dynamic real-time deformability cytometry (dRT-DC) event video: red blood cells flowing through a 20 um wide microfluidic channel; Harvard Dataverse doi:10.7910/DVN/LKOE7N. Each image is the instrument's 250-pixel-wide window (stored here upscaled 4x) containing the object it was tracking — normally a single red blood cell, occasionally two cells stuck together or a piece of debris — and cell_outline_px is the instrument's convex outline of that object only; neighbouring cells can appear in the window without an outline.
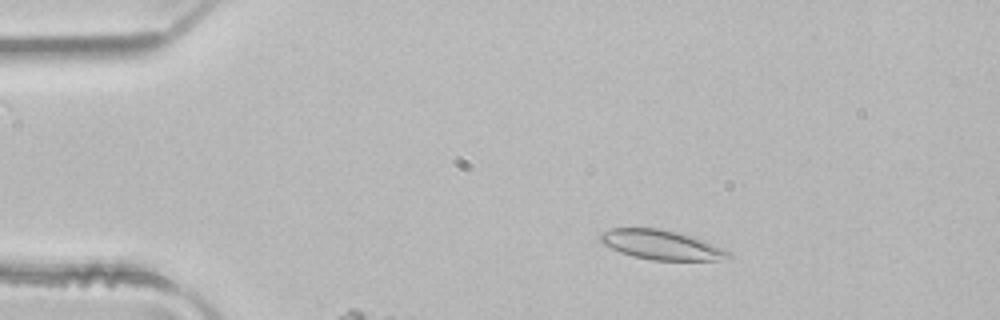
{"species": "common noctule bat (a hibernating species)", "species_latin": "Nyctalus noctula", "temperature_condition": "room temperature", "stored_images_in_passage": 3, "camera_frame_rate_fps": 3000, "um_per_image_px": 0.085, "animal": {"sex": "male", "body_mass_g": 21.5, "forearm_length_mm": 52.0}, "frame": {"image": 1, "passage_image": 2, "time_ms": 0.333, "image_size_px": [1000, 320], "cell_outline_px": [[732, 256], [716, 260], [652, 260], [632, 256], [620, 252], [604, 244], [600, 240], [600, 236], [604, 232], [612, 228], [660, 228], [680, 232], [696, 236], [724, 248]], "centroid_in_image_um": [56.26, 20.8], "position_along_channel_um": 28.7, "area_um2": 22.08}}